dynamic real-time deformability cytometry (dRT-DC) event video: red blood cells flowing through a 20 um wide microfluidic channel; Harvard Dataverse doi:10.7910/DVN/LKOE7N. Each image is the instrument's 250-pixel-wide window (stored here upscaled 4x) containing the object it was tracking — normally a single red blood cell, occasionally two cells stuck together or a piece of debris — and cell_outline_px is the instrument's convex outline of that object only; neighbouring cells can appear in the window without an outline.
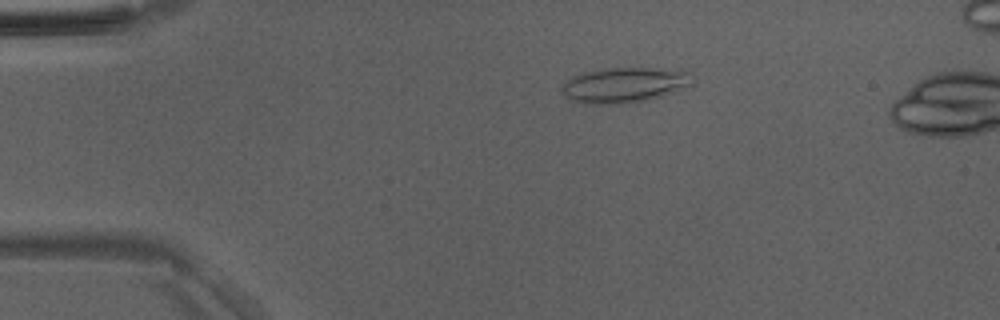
{"species": "Egyptian fruit bat (a non-hibernating species)", "species_latin": "Rousettus aegyptiacus", "temperature_condition": "room temperature", "stored_images_in_passage": 48, "camera_frame_rate_fps": 3000, "um_per_image_px": 0.085, "animal": {"sex": "male"}, "frame": {"image": 1, "passage_image": 10, "time_ms": 3.0, "image_size_px": [1000, 320], "cell_outline_px": [[696, 80], [692, 84], [684, 88], [636, 104], [584, 104], [572, 100], [560, 88], [572, 76], [580, 72], [608, 68], [660, 68], [692, 72]], "centroid_in_image_um": [53.13, 7.23], "position_along_channel_um": 31.9, "area_um2": 27.22}}
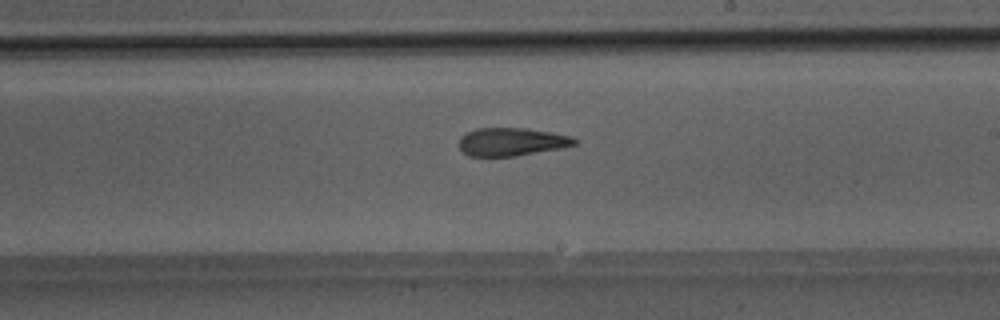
{"frame": {"image": 2, "passage_image": 29, "time_ms": 9.333, "image_size_px": [1000, 320], "cell_outline_px": [[576, 144], [564, 148], [516, 156], [468, 156], [460, 148], [460, 136], [464, 132], [476, 128], [528, 128], [552, 132], [572, 136], [576, 140]], "centroid_in_image_um": [43.5, 12.05], "position_along_channel_um": 245.5, "area_um2": 19.13}}
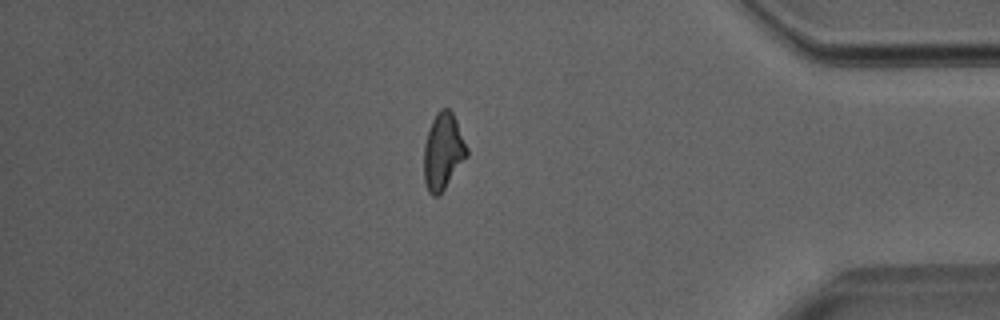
{"frame": {"image": 3, "passage_image": 42, "time_ms": 13.667, "image_size_px": [1000, 320], "cell_outline_px": [[468, 156], [440, 196], [432, 196], [428, 192], [424, 184], [424, 144], [432, 120], [436, 112], [440, 108], [448, 108], [452, 112], [456, 120], [468, 148]], "centroid_in_image_um": [37.66, 12.91], "position_along_channel_um": 397.5, "area_um2": 19.42}}